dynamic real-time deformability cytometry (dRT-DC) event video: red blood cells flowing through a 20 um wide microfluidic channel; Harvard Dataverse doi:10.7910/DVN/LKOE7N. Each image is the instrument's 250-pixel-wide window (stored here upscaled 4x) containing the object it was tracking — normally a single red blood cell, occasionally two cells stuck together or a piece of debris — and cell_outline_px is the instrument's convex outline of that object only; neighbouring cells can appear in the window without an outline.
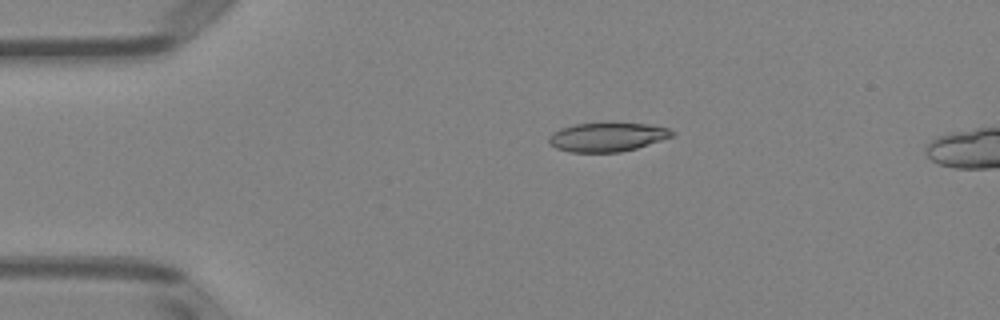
{"species": "Egyptian fruit bat (a non-hibernating species)", "species_latin": "Rousettus aegyptiacus", "temperature_condition": "room temperature", "stored_images_in_passage": 5, "camera_frame_rate_fps": 3000, "um_per_image_px": 0.085, "animal": {"sex": "female"}, "frame": {"image": 1, "passage_image": 3, "time_ms": 3.0, "image_size_px": [1000, 320], "cell_outline_px": [[676, 132], [672, 136], [636, 148], [620, 152], [572, 152], [556, 148], [548, 144], [548, 136], [552, 132], [560, 128], [576, 124], [648, 124], [668, 128]], "centroid_in_image_um": [51.57, 11.66], "position_along_channel_um": 33.4, "area_um2": 20.46}}